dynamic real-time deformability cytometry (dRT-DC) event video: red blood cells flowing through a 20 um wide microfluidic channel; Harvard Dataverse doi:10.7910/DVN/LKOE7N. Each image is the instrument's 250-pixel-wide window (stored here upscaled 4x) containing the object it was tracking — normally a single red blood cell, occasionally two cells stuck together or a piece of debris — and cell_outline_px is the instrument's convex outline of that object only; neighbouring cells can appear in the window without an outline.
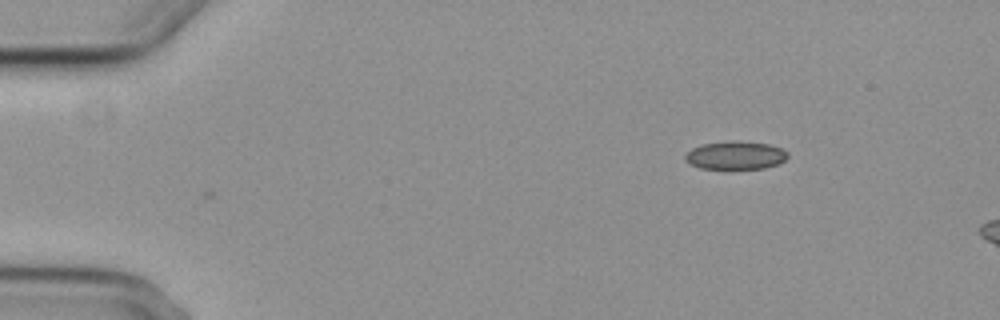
{"species": "common noctule bat (a hibernating species)", "species_latin": "Nyctalus noctula", "temperature_condition": "cold", "stored_images_in_passage": 4, "camera_frame_rate_fps": 3000, "um_per_image_px": 0.085, "animal": {"sex": "female", "body_mass_g": 29.2, "forearm_length_mm": 56.3}, "frame": {"image": 1, "passage_image": 4, "time_ms": 4.0, "image_size_px": [1000, 320], "cell_outline_px": [[788, 156], [780, 164], [764, 168], [700, 168], [688, 164], [684, 160], [684, 156], [692, 148], [704, 144], [724, 140], [736, 140], [768, 144], [780, 148], [788, 152]], "centroid_in_image_um": [62.5, 13.19], "position_along_channel_um": 22.5, "area_um2": 16.94}}